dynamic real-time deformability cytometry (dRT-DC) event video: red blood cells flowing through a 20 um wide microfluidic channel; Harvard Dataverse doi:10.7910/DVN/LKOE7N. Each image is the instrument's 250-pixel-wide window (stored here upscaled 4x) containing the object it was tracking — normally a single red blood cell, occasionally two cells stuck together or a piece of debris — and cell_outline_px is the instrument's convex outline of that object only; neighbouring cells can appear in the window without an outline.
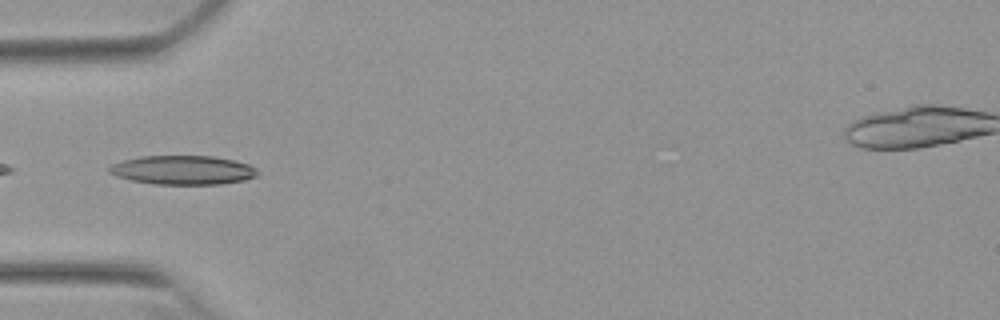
{"species": "Egyptian fruit bat (a non-hibernating species)", "species_latin": "Rousettus aegyptiacus", "temperature_condition": "warm", "stored_images_in_passage": 29, "camera_frame_rate_fps": 3000, "um_per_image_px": 0.085, "animal": {"sex": "female"}, "frame": {"image": 1, "passage_image": 1, "time_ms": 0.0, "image_size_px": [1000, 320], "cell_outline_px": [[260, 172], [256, 176], [244, 180], [220, 184], [152, 184], [132, 180], [116, 176], [108, 172], [108, 168], [112, 164], [124, 160], [140, 156], [212, 156], [236, 160], [248, 164], [256, 168]], "centroid_in_image_um": [15.56, 14.45], "position_along_channel_um": 69.4, "area_um2": 25.14}}
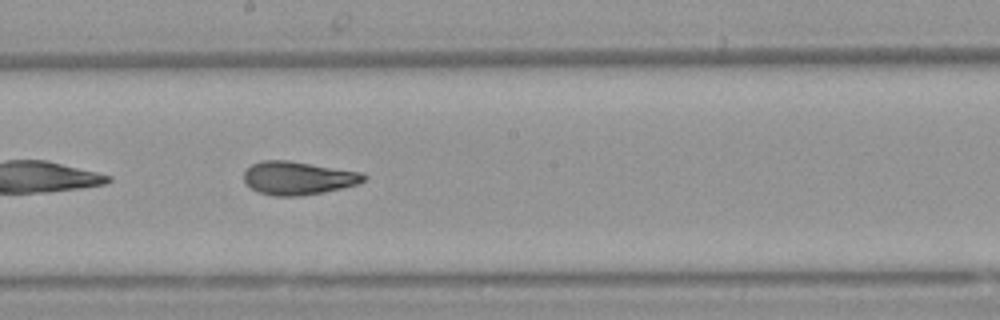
{"frame": {"image": 2, "passage_image": 13, "time_ms": 4.0, "image_size_px": [1000, 320], "cell_outline_px": [[368, 176], [364, 180], [356, 184], [324, 192], [300, 196], [272, 196], [256, 192], [244, 180], [244, 172], [252, 164], [260, 160], [288, 160], [364, 172]], "centroid_in_image_um": [25.34, 15.13], "position_along_channel_um": 222.9, "area_um2": 23.35}}
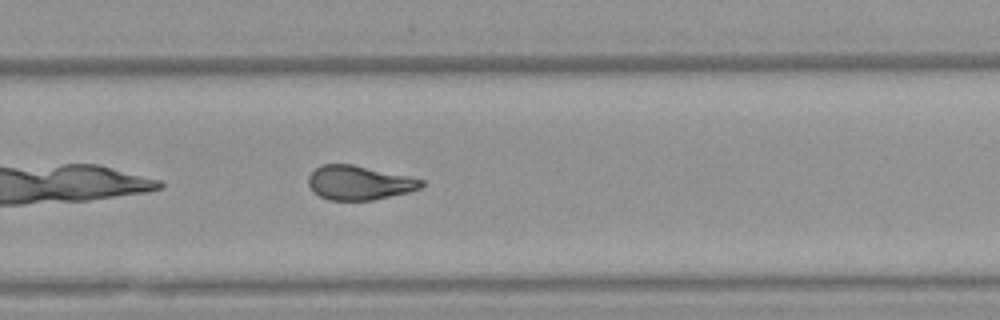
{"frame": {"image": 3, "passage_image": 19, "time_ms": 6.0, "image_size_px": [1000, 320], "cell_outline_px": [[424, 184], [420, 188], [408, 192], [372, 200], [328, 200], [312, 192], [308, 184], [308, 176], [320, 164], [352, 164], [408, 176], [424, 180]], "centroid_in_image_um": [30.49, 15.53], "position_along_channel_um": 299.3, "area_um2": 22.48}, "authors_computed_cell_mechanics": {"area_um2": 23.2934, "velocity_mm_per_s": 3.8303, "shape_relaxation_time_tau1_ms": 6.527, "shape_relaxation_time_tau2_ms": 2.3411, "deformation_change_tau1": 0.2049, "deformation_change_tau2": 0.0896}}